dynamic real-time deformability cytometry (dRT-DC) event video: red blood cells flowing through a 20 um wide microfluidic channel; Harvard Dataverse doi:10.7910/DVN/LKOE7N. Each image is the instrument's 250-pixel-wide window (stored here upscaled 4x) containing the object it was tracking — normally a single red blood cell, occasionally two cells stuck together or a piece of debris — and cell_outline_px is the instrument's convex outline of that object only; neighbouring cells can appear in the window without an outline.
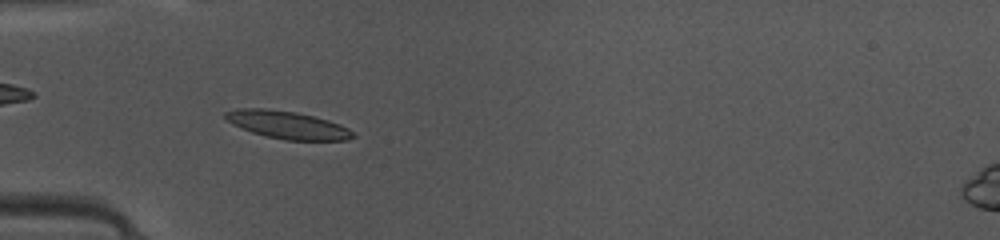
{"species": "common noctule bat (a hibernating species)", "species_latin": "Nyctalus noctula", "temperature_condition": "warm", "stored_images_in_passage": 35, "camera_frame_rate_fps": 3000, "um_per_image_px": 0.085, "animal": {"sex": "female", "body_mass_g": 10.0, "forearm_length_mm": 53.1}, "frame": {"image": 1, "passage_image": 3, "time_ms": 0.667, "image_size_px": [1000, 240], "cell_outline_px": [[356, 136], [348, 140], [284, 140], [264, 136], [252, 132], [228, 120], [224, 116], [224, 112], [240, 108], [264, 108], [296, 112], [328, 120], [340, 124], [348, 128]], "centroid_in_image_um": [24.46, 10.62], "position_along_channel_um": 60.5, "area_um2": 20.35}}
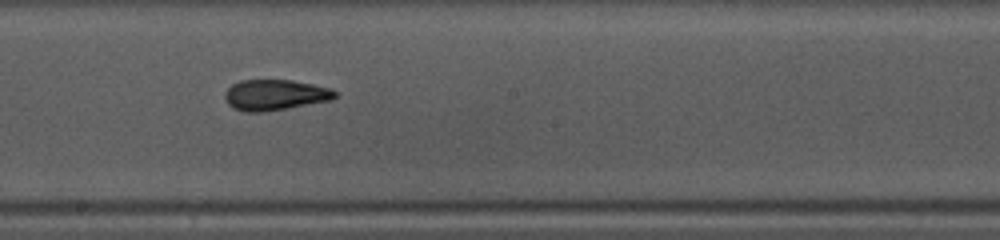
{"frame": {"image": 2, "passage_image": 15, "time_ms": 4.667, "image_size_px": [1000, 240], "cell_outline_px": [[336, 96], [332, 100], [260, 112], [244, 112], [232, 108], [224, 100], [224, 92], [232, 84], [240, 80], [292, 80], [332, 88], [336, 92]], "centroid_in_image_um": [23.33, 8.06], "position_along_channel_um": 224.9, "area_um2": 19.71}}
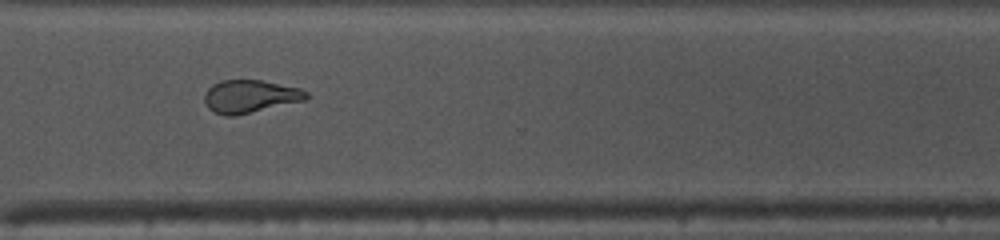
{"frame": {"image": 3, "passage_image": 24, "time_ms": 7.667, "image_size_px": [1000, 240], "cell_outline_px": [[308, 100], [236, 116], [224, 116], [212, 112], [208, 108], [204, 100], [204, 96], [208, 88], [212, 84], [220, 80], [260, 80], [300, 88], [308, 92]], "centroid_in_image_um": [21.26, 8.21], "position_along_channel_um": 349.3, "area_um2": 19.83}, "authors_computed_cell_mechanics": {"area_um2": 19.7098, "velocity_mm_per_s": 4.17, "shape_relaxation_time_tau1_ms": 3.9584, "shape_relaxation_time_tau2_ms": 2.0069, "deformation_change_tau1": 0.1705, "deformation_change_tau2": 0.0762}}